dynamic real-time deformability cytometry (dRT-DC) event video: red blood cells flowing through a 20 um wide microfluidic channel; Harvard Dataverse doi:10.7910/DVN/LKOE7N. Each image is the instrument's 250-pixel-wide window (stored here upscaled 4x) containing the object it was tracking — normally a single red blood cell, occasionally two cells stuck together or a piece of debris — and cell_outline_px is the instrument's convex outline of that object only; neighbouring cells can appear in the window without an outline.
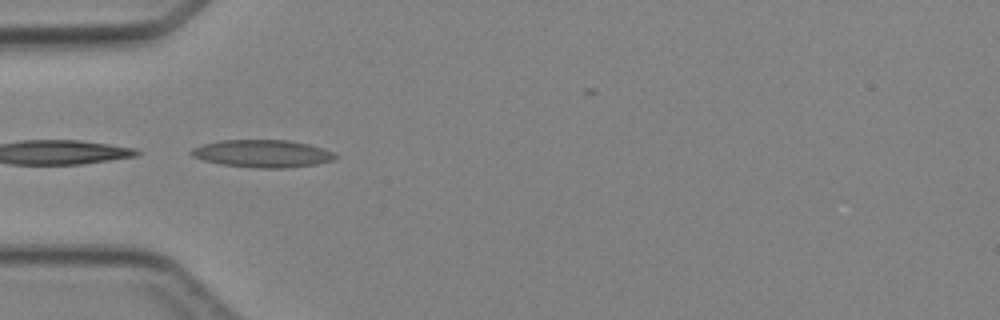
{"species": "Egyptian fruit bat (a non-hibernating species)", "species_latin": "Rousettus aegyptiacus", "temperature_condition": "cold", "stored_images_in_passage": 2, "camera_frame_rate_fps": 3000, "um_per_image_px": 0.085, "animal": {"sex": "female"}, "frame": {"image": 1, "passage_image": 2, "time_ms": 1.0, "image_size_px": [1000, 320], "cell_outline_px": [[340, 156], [332, 160], [316, 164], [284, 168], [256, 168], [220, 164], [204, 160], [192, 156], [192, 148], [204, 144], [220, 140], [288, 140], [308, 144], [324, 148]], "centroid_in_image_um": [22.34, 13.05], "position_along_channel_um": 62.7, "area_um2": 23.0}}